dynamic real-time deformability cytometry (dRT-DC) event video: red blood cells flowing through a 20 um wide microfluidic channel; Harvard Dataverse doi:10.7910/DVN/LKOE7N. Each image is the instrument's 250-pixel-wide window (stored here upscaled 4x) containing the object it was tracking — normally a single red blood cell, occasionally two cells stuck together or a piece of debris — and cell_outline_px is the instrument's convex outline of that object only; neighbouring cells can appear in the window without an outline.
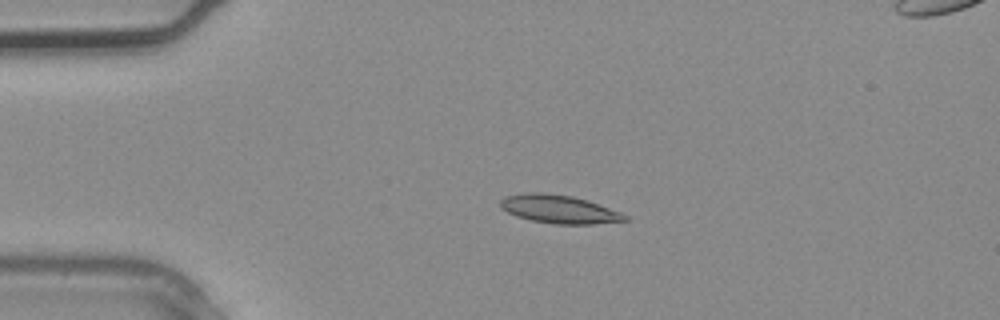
{"species": "common noctule bat (a hibernating species)", "species_latin": "Nyctalus noctula", "temperature_condition": "warm", "stored_images_in_passage": 4, "camera_frame_rate_fps": 3000, "um_per_image_px": 0.085, "animal": {"sex": "male", "body_mass_g": 20.4}, "frame": {"image": 1, "passage_image": 3, "time_ms": 0.667, "image_size_px": [1000, 320], "cell_outline_px": [[628, 220], [592, 224], [556, 224], [532, 220], [516, 216], [500, 208], [500, 200], [504, 196], [524, 192], [544, 192], [572, 196], [588, 200], [620, 212], [628, 216]], "centroid_in_image_um": [47.49, 17.76], "position_along_channel_um": 37.5, "area_um2": 20.58}}